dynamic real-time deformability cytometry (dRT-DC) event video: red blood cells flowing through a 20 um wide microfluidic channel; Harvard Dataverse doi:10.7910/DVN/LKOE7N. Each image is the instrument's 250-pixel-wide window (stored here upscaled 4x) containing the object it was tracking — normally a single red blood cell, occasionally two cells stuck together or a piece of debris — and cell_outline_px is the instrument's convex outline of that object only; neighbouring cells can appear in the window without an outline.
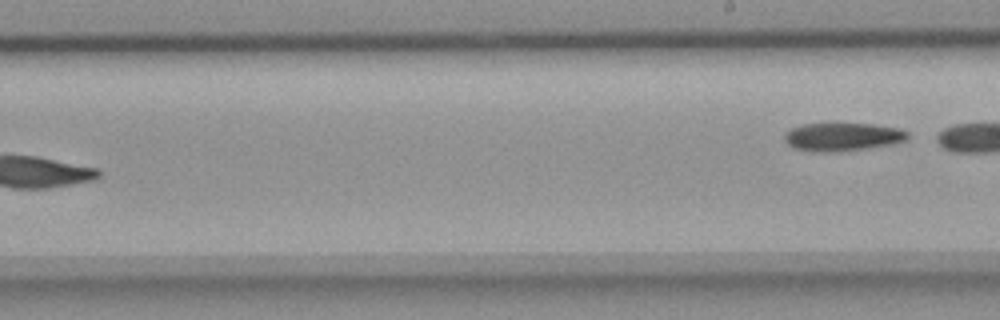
{"species": "common noctule bat (a hibernating species)", "species_latin": "Nyctalus noctula", "temperature_condition": "room temperature", "stored_images_in_passage": 9, "segment_of_instrument_passage": [2, 2], "camera_frame_rate_fps": 3000, "um_per_image_px": 0.085, "animal": {"sex": "female", "body_mass_g": 18.4}, "frame": {"image": 1, "passage_image": 9, "time_ms": 2.667, "image_size_px": [1000, 320], "cell_outline_px": [[908, 136], [904, 140], [892, 144], [868, 148], [828, 152], [812, 152], [796, 148], [788, 144], [784, 140], [784, 136], [792, 128], [804, 124], [832, 120], [872, 124], [896, 128], [908, 132]], "centroid_in_image_um": [71.57, 11.58], "position_along_channel_um": 217.4, "area_um2": 20.81}}